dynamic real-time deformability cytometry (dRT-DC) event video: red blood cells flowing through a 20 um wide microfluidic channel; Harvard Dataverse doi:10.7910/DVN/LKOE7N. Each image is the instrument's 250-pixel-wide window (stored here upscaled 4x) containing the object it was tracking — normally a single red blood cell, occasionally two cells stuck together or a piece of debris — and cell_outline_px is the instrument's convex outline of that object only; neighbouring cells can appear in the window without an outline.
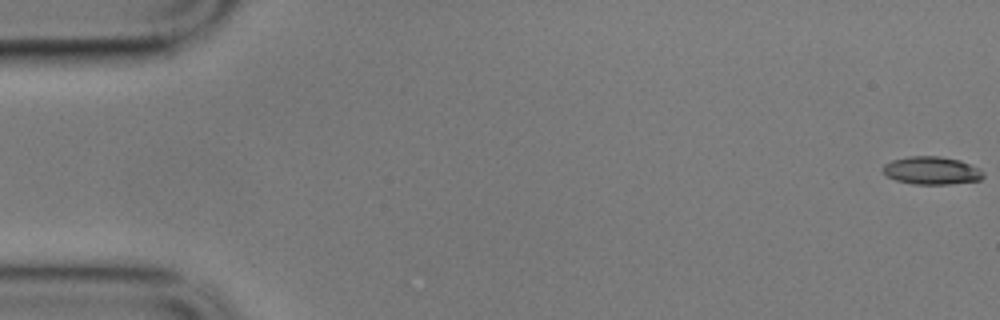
{"species": "common noctule bat (a hibernating species)", "species_latin": "Nyctalus noctula", "temperature_condition": "cold", "stored_images_in_passage": 10, "camera_frame_rate_fps": 3000, "um_per_image_px": 0.085, "animal": {"sex": "male", "body_mass_g": 17.9}, "frame": {"image": 1, "passage_image": 1, "time_ms": 0.0, "image_size_px": [1000, 320], "cell_outline_px": [[984, 176], [980, 180], [948, 184], [912, 184], [896, 180], [888, 176], [884, 172], [884, 164], [892, 160], [908, 156], [940, 156], [960, 160], [980, 168], [984, 172]], "centroid_in_image_um": [79.22, 14.49], "position_along_channel_um": 5.8, "area_um2": 16.3}}
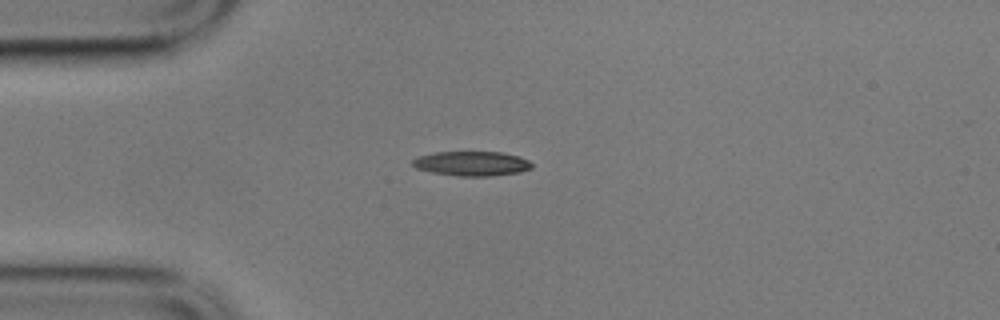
{"frame": {"image": 2, "passage_image": 5, "time_ms": 1.333, "image_size_px": [1000, 320], "cell_outline_px": [[532, 168], [520, 172], [492, 176], [456, 176], [432, 172], [416, 168], [412, 164], [412, 160], [420, 156], [436, 152], [500, 152], [520, 156], [528, 160], [532, 164]], "centroid_in_image_um": [40.13, 13.9], "position_along_channel_um": 44.9, "area_um2": 17.05}}